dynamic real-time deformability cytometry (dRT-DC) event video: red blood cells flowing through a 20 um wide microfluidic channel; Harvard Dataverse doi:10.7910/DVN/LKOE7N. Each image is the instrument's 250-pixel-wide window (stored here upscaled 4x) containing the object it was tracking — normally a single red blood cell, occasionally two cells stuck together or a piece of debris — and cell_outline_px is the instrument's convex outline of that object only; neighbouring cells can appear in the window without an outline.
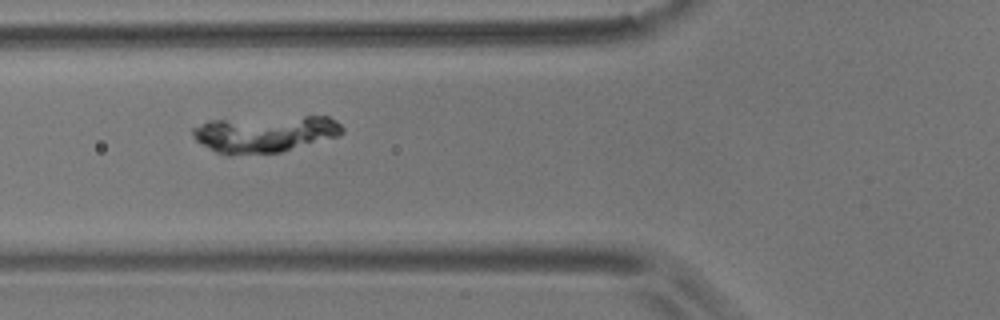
{"species": "common noctule bat (a hibernating species)", "species_latin": "Nyctalus noctula", "temperature_condition": "room temperature", "stored_images_in_passage": 52, "camera_frame_rate_fps": 3000, "um_per_image_px": 0.085, "animal": {"sex": "male", "body_mass_g": 17.9}, "frame": {"image": 1, "passage_image": 16, "time_ms": 5.0, "image_size_px": [1000, 320], "cell_outline_px": [[344, 132], [340, 136], [280, 152], [228, 156], [216, 152], [200, 144], [192, 136], [192, 128], [208, 120], [304, 116], [328, 116], [336, 120], [344, 128]], "centroid_in_image_um": [22.51, 11.38], "position_along_channel_um": 103.3, "area_um2": 32.43}}
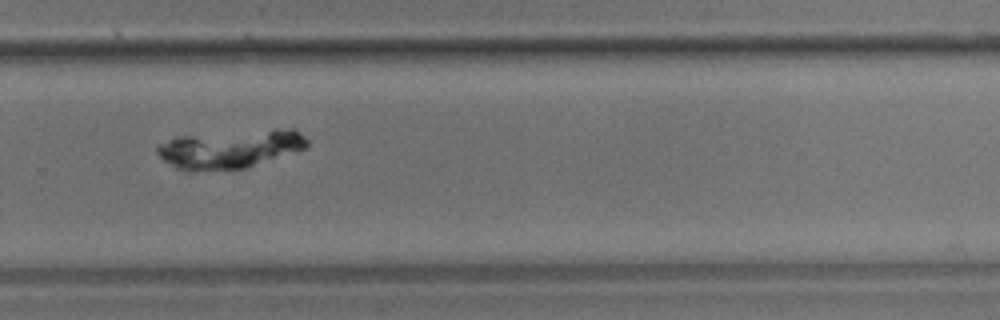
{"frame": {"image": 2, "passage_image": 34, "time_ms": 11.0, "image_size_px": [1000, 320], "cell_outline_px": [[308, 148], [244, 168], [188, 172], [176, 168], [164, 160], [156, 152], [156, 144], [180, 136], [276, 128], [292, 128], [300, 132], [308, 140]], "centroid_in_image_um": [19.57, 12.66], "position_along_channel_um": 310.2, "area_um2": 33.81}}
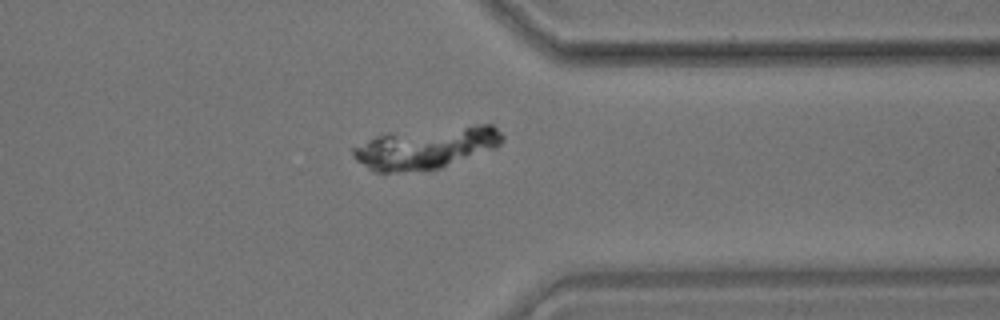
{"frame": {"image": 3, "passage_image": 40, "time_ms": 13.0, "image_size_px": [1000, 320], "cell_outline_px": [[504, 140], [496, 148], [440, 168], [400, 172], [372, 172], [356, 160], [352, 156], [352, 148], [376, 136], [476, 124], [492, 124], [504, 136]], "centroid_in_image_um": [36.25, 12.59], "position_along_channel_um": 375.2, "area_um2": 35.78}}